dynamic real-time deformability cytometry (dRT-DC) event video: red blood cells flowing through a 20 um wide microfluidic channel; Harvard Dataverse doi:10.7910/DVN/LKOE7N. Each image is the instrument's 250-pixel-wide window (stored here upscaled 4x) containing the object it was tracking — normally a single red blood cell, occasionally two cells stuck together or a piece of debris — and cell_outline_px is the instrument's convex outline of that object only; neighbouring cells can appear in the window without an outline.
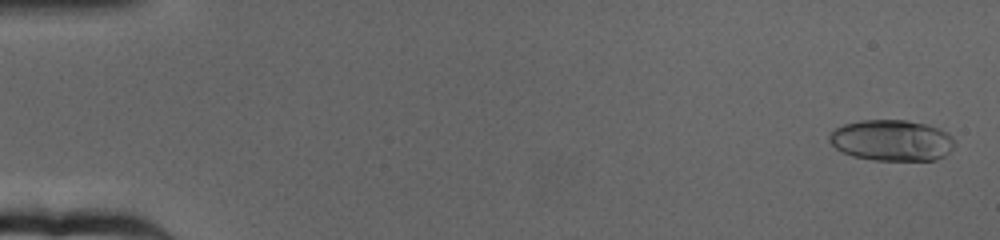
{"species": "human", "species_latin": "Homo sapiens", "temperature_condition": "cold", "stored_images_in_passage": 65, "camera_frame_rate_fps": 3000, "um_per_image_px": 0.085, "donor": {"sex": "female"}, "frame": {"image": 1, "passage_image": 2, "time_ms": 0.333, "image_size_px": [1000, 240], "cell_outline_px": [[952, 148], [944, 156], [936, 160], [872, 160], [852, 156], [836, 148], [828, 140], [828, 136], [836, 128], [844, 124], [860, 120], [904, 120], [928, 124], [940, 128], [948, 132], [952, 136]], "centroid_in_image_um": [75.8, 11.92], "position_along_channel_um": 9.2, "area_um2": 30.0}}
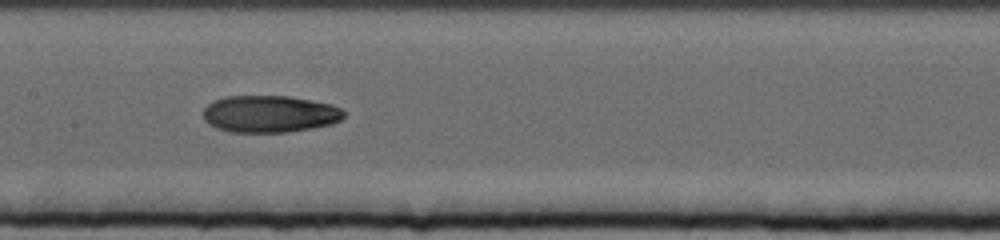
{"frame": {"image": 2, "passage_image": 33, "time_ms": 10.667, "image_size_px": [1000, 240], "cell_outline_px": [[344, 116], [340, 120], [332, 124], [312, 128], [288, 132], [232, 132], [216, 128], [208, 124], [204, 120], [204, 108], [212, 100], [224, 96], [288, 96], [332, 104], [340, 108], [344, 112]], "centroid_in_image_um": [22.9, 9.68], "position_along_channel_um": 184.5, "area_um2": 30.46}}
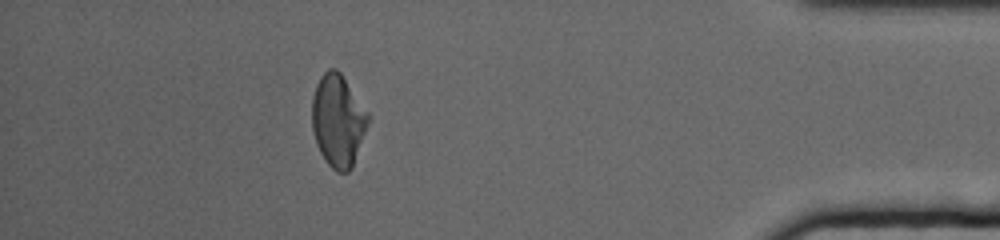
{"frame": {"image": 3, "passage_image": 58, "time_ms": 19.0, "image_size_px": [1000, 240], "cell_outline_px": [[372, 116], [352, 168], [348, 172], [336, 172], [324, 160], [316, 144], [312, 128], [312, 96], [316, 84], [320, 76], [328, 68], [336, 68], [340, 72]], "centroid_in_image_um": [28.74, 10.25], "position_along_channel_um": 406.5, "area_um2": 30.69}, "authors_computed_cell_mechanics": {"area_um2": 30.1138, "velocity_mm_per_s": 3.1861, "shape_relaxation_time_tau1_ms": 9.3859, "shape_relaxation_time_tau2_ms": 4.5013, "deformation_change_tau1": 0.2595, "deformation_change_tau2": 0.0849}}